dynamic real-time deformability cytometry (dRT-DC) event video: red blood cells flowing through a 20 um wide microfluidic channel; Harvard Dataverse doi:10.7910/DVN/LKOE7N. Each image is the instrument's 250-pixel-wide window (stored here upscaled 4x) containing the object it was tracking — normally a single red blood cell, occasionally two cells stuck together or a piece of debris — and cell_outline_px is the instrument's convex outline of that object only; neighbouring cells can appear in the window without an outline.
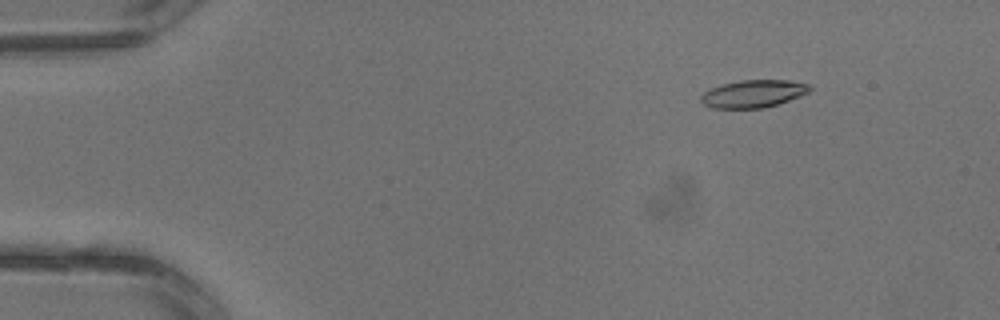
{"species": "common noctule bat (a hibernating species)", "species_latin": "Nyctalus noctula", "temperature_condition": "warm", "stored_images_in_passage": 2, "camera_frame_rate_fps": 3000, "um_per_image_px": 0.085, "animal": {"sex": "male", "body_mass_g": 13.3}, "frame": {"image": 1, "passage_image": 1, "time_ms": 0.0, "image_size_px": [1000, 320], "cell_outline_px": [[812, 88], [808, 92], [800, 96], [764, 108], [712, 108], [704, 104], [700, 100], [700, 96], [704, 92], [712, 88], [724, 84], [740, 80], [788, 80], [808, 84]], "centroid_in_image_um": [64.02, 7.97], "position_along_channel_um": 21.0, "area_um2": 17.28}}